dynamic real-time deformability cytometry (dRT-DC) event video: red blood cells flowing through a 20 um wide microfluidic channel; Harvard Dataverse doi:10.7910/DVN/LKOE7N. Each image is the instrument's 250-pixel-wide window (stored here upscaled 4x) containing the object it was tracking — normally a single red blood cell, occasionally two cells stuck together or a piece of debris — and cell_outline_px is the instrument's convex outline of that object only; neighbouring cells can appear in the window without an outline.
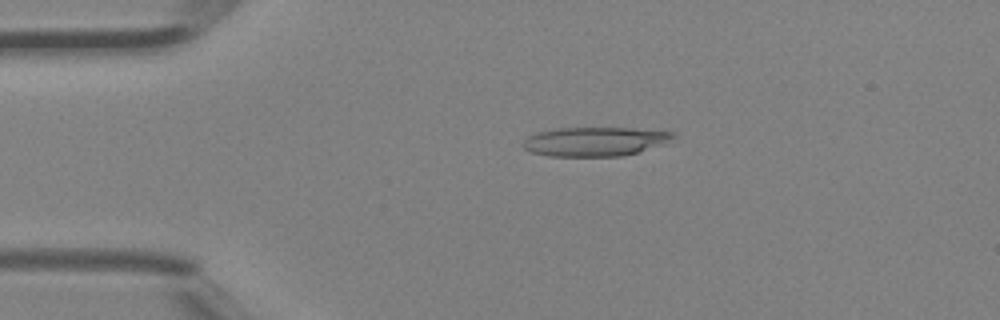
{"species": "Egyptian fruit bat (a non-hibernating species)", "species_latin": "Rousettus aegyptiacus", "temperature_condition": "room temperature", "stored_images_in_passage": 45, "camera_frame_rate_fps": 3000, "um_per_image_px": 0.085, "animal": {"sex": "female"}, "frame": {"image": 1, "passage_image": 10, "time_ms": 3.0, "image_size_px": [1000, 320], "cell_outline_px": [[676, 136], [668, 144], [624, 156], [548, 156], [532, 152], [524, 148], [520, 144], [528, 136], [536, 132], [556, 128], [632, 128], [672, 132]], "centroid_in_image_um": [50.59, 12.03], "position_along_channel_um": 34.4, "area_um2": 25.78}}
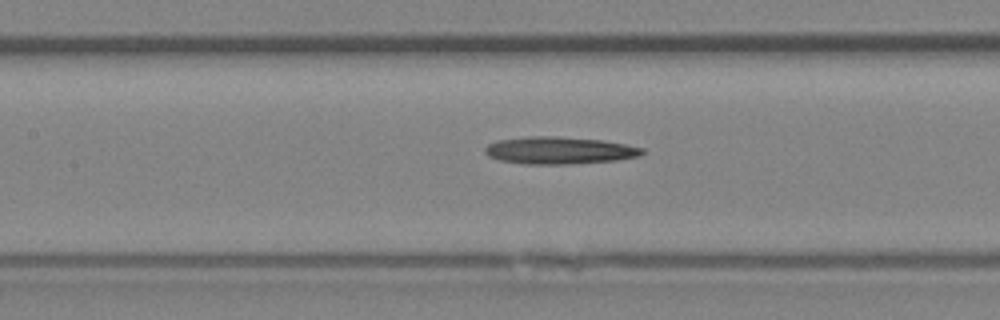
{"frame": {"image": 2, "passage_image": 21, "time_ms": 6.667, "image_size_px": [1000, 320], "cell_outline_px": [[644, 152], [640, 156], [616, 160], [568, 164], [524, 164], [500, 160], [488, 156], [484, 152], [484, 148], [488, 144], [496, 140], [528, 136], [556, 136], [604, 140], [644, 148]], "centroid_in_image_um": [47.51, 12.78], "position_along_channel_um": 159.9, "area_um2": 25.09}}
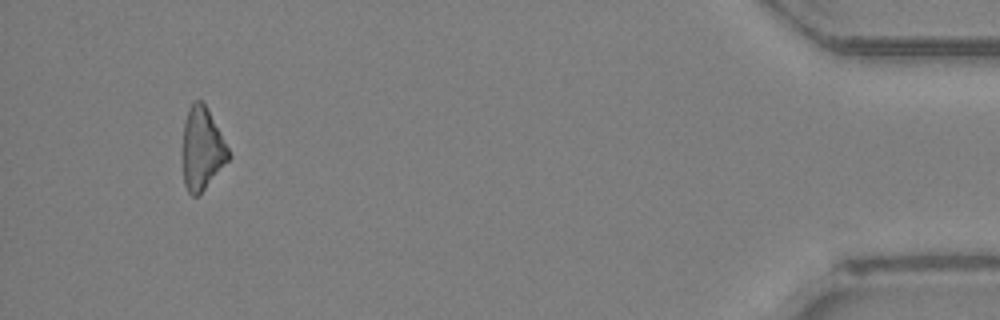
{"frame": {"image": 3, "passage_image": 43, "time_ms": 14.0, "image_size_px": [1000, 320], "cell_outline_px": [[232, 156], [204, 188], [196, 196], [192, 196], [188, 192], [184, 184], [180, 152], [184, 120], [188, 108], [192, 100], [200, 100], [204, 104], [228, 148]], "centroid_in_image_um": [17.1, 12.64], "position_along_channel_um": 418.1, "area_um2": 22.25}, "authors_computed_cell_mechanics": {"area_um2": 24.565, "velocity_mm_per_s": 4.5534, "shape_relaxation_time_tau1_ms": 6.2614, "shape_relaxation_time_tau2_ms": null, "deformation_change_tau1": 0.1684, "deformation_change_tau2": null}}